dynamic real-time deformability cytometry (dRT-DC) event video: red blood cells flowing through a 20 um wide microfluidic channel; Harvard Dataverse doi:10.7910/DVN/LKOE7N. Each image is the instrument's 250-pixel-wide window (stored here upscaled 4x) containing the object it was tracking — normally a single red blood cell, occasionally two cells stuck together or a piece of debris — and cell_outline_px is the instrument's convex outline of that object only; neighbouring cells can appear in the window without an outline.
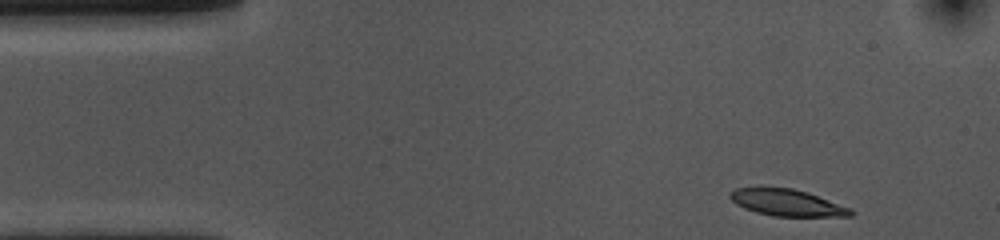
{"species": "common noctule bat (a hibernating species)", "species_latin": "Nyctalus noctula", "temperature_condition": "cold", "stored_images_in_passage": 41, "camera_frame_rate_fps": 3000, "um_per_image_px": 0.085, "animal": {"sex": "female", "body_mass_g": 10.0, "forearm_length_mm": 53.1}, "frame": {"image": 1, "passage_image": 1, "time_ms": 0.0, "image_size_px": [1000, 240], "cell_outline_px": [[856, 212], [852, 216], [776, 216], [756, 212], [744, 208], [736, 204], [728, 196], [728, 192], [736, 188], [792, 188], [808, 192], [852, 208]], "centroid_in_image_um": [66.93, 17.23], "position_along_channel_um": 18.1, "area_um2": 18.73}}
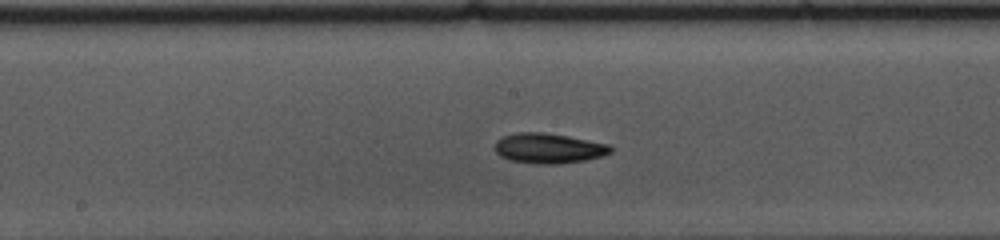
{"frame": {"image": 2, "passage_image": 22, "time_ms": 7.0, "image_size_px": [1000, 240], "cell_outline_px": [[612, 152], [600, 156], [584, 160], [560, 164], [536, 164], [508, 160], [500, 156], [496, 152], [496, 140], [504, 136], [516, 132], [544, 132], [568, 136], [608, 144], [612, 148]], "centroid_in_image_um": [46.61, 12.6], "position_along_channel_um": 201.6, "area_um2": 20.29}}
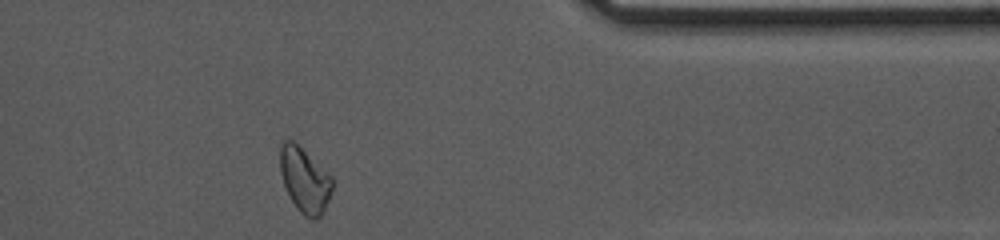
{"frame": {"image": 3, "passage_image": 39, "time_ms": 12.667, "image_size_px": [1000, 240], "cell_outline_px": [[332, 188], [324, 212], [316, 220], [312, 220], [304, 216], [300, 212], [292, 200], [284, 184], [280, 172], [280, 148], [284, 140], [292, 140], [332, 176]], "centroid_in_image_um": [25.9, 15.33], "position_along_channel_um": 385.5, "area_um2": 19.42}, "authors_computed_cell_mechanics": {"area_um2": 19.4786, "velocity_mm_per_s": 3.6308, "shape_relaxation_time_tau1_ms": 3.1279, "shape_relaxation_time_tau2_ms": 11.2904, "deformation_change_tau1": 0.1193, "deformation_change_tau2": 0.1873}}